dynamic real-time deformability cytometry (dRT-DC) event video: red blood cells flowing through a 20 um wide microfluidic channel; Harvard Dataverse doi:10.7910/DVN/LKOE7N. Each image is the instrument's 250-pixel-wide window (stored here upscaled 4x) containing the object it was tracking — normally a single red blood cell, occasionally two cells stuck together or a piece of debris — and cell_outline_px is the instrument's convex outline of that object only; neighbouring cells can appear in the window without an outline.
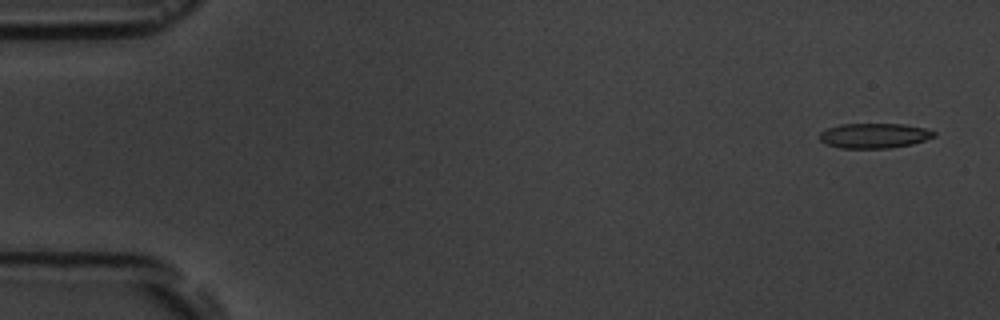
{"species": "common noctule bat (a hibernating species)", "species_latin": "Nyctalus noctula", "temperature_condition": "room temperature", "stored_images_in_passage": 4, "camera_frame_rate_fps": 3000, "um_per_image_px": 0.085, "animal": {"sex": "male", "body_mass_g": 19.5, "forearm_length_mm": 54.6}, "frame": {"image": 1, "passage_image": 1, "time_ms": 0.0, "image_size_px": [1000, 320], "cell_outline_px": [[936, 136], [912, 144], [888, 148], [840, 148], [824, 144], [820, 140], [820, 132], [828, 128], [840, 124], [904, 124], [924, 128], [936, 132]], "centroid_in_image_um": [74.29, 11.53], "position_along_channel_um": 10.7, "area_um2": 16.65}}
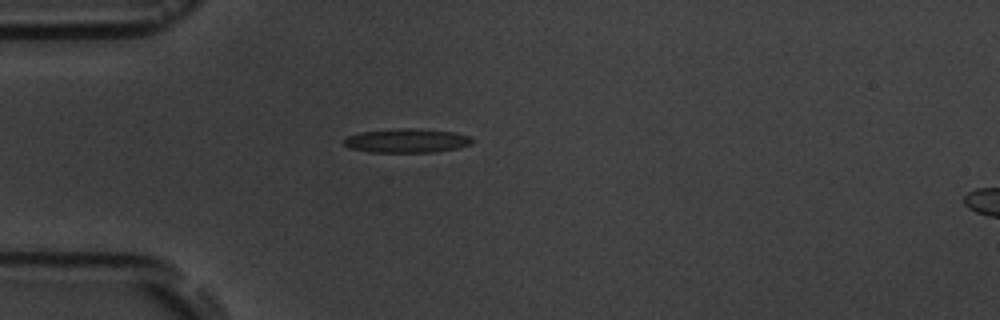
{"frame": {"image": 2, "passage_image": 4, "time_ms": 4.333, "image_size_px": [1000, 320], "cell_outline_px": [[476, 140], [472, 144], [460, 148], [432, 152], [368, 152], [348, 148], [344, 144], [344, 140], [348, 136], [360, 132], [396, 128], [412, 128], [452, 132], [468, 136]], "centroid_in_image_um": [34.58, 11.96], "position_along_channel_um": 50.4, "area_um2": 18.03}}